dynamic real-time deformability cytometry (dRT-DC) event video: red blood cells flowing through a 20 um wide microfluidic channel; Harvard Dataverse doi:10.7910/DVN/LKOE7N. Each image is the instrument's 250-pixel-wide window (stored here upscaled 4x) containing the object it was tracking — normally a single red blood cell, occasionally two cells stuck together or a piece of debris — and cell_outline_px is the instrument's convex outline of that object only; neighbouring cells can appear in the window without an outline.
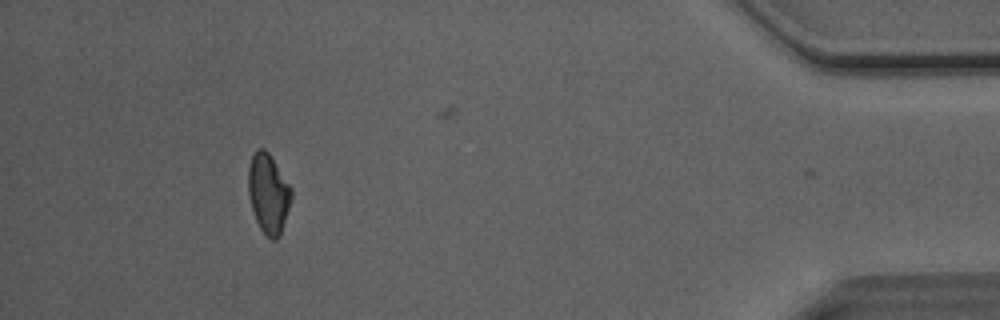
{"species": "Egyptian fruit bat (a non-hibernating species)", "species_latin": "Rousettus aegyptiacus", "temperature_condition": "room temperature", "stored_images_in_passage": 31, "camera_frame_rate_fps": 3000, "um_per_image_px": 0.085, "animal": {"sex": "male"}, "frame": {"image": 1, "passage_image": 30, "time_ms": 9.667, "image_size_px": [1000, 320], "cell_outline_px": [[292, 200], [280, 236], [276, 240], [272, 240], [260, 228], [256, 220], [248, 196], [248, 168], [252, 156], [256, 148], [264, 148], [268, 152], [292, 188]], "centroid_in_image_um": [22.82, 16.44], "position_along_channel_um": 412.4, "area_um2": 20.06}}